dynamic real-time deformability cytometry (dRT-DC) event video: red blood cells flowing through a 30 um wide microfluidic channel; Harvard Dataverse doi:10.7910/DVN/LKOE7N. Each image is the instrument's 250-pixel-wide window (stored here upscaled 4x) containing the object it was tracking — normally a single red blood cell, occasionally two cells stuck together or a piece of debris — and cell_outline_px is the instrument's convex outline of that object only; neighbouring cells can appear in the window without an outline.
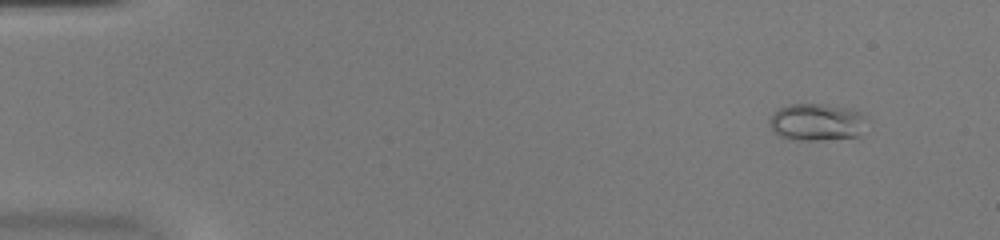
{"species": "common noctule bat (a hibernating species)", "species_latin": "Nyctalus noctula", "temperature_condition": "warm", "stored_images_in_passage": 52, "camera_frame_rate_fps": 3000, "um_per_image_px": 0.085, "animal": {"sex": "female", "body_mass_g": 20.0, "forearm_length_mm": 54.0}, "frame": {"image": 1, "passage_image": 5, "time_ms": 1.333, "image_size_px": [1000, 240], "cell_outline_px": [[860, 116], [856, 136], [820, 140], [792, 140], [780, 136], [768, 124], [768, 120], [772, 112], [788, 104], [824, 104], [844, 108], [860, 112]], "centroid_in_image_um": [69.21, 10.37], "position_along_channel_um": 15.8, "area_um2": 20.17}}
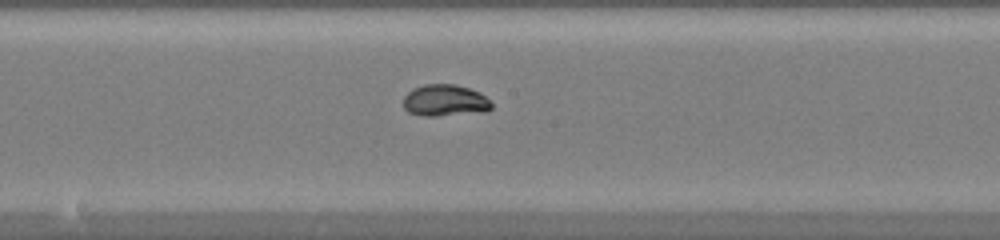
{"frame": {"image": 2, "passage_image": 29, "time_ms": 9.333, "image_size_px": [1000, 240], "cell_outline_px": [[492, 108], [488, 112], [436, 116], [424, 116], [408, 112], [404, 108], [404, 96], [408, 92], [424, 84], [456, 84], [480, 92], [492, 104]], "centroid_in_image_um": [37.85, 8.55], "position_along_channel_um": 210.4, "area_um2": 16.36}}
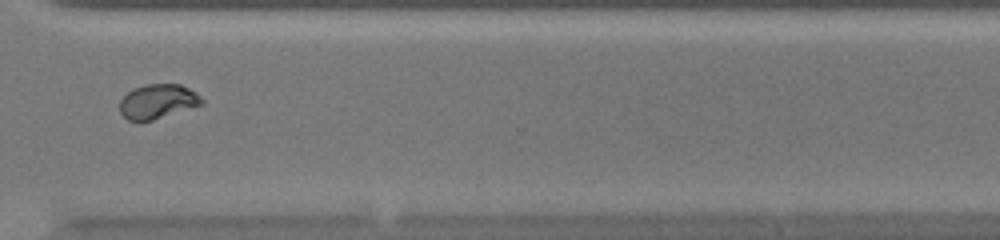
{"frame": {"image": 3, "passage_image": 40, "time_ms": 13.0, "image_size_px": [1000, 240], "cell_outline_px": [[204, 104], [152, 120], [128, 120], [120, 112], [120, 100], [128, 92], [136, 88], [148, 84], [180, 84], [188, 88], [200, 96], [204, 100]], "centroid_in_image_um": [13.42, 8.62], "position_along_channel_um": 357.2, "area_um2": 16.18}, "authors_computed_cell_mechanics": {"area_um2": 16.8198, "velocity_mm_per_s": 4.0008, "shape_relaxation_time_tau1_ms": 3.7472, "shape_relaxation_time_tau2_ms": null, "deformation_change_tau1": 0.1837, "deformation_change_tau2": null}}